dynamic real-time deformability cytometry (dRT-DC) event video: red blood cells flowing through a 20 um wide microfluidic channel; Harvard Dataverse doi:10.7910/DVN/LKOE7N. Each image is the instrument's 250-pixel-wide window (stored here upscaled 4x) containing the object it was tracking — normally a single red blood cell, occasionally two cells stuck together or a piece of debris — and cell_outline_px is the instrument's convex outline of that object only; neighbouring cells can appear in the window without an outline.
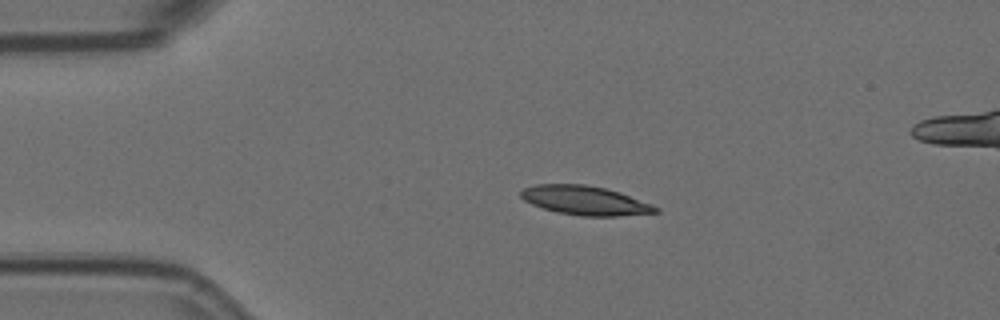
{"species": "Egyptian fruit bat (a non-hibernating species)", "species_latin": "Rousettus aegyptiacus", "temperature_condition": "room temperature", "stored_images_in_passage": 3, "segment_of_instrument_passage": [1, 2], "camera_frame_rate_fps": 3000, "um_per_image_px": 0.085, "animal": {"sex": "female"}, "frame": {"image": 1, "passage_image": 1, "time_ms": 0.0, "image_size_px": [1000, 320], "cell_outline_px": [[660, 212], [616, 216], [580, 216], [556, 212], [532, 204], [524, 200], [520, 196], [520, 192], [524, 188], [536, 184], [584, 184], [604, 188], [620, 192], [652, 204], [660, 208]], "centroid_in_image_um": [49.74, 17.04], "position_along_channel_um": 35.3, "area_um2": 22.83}}